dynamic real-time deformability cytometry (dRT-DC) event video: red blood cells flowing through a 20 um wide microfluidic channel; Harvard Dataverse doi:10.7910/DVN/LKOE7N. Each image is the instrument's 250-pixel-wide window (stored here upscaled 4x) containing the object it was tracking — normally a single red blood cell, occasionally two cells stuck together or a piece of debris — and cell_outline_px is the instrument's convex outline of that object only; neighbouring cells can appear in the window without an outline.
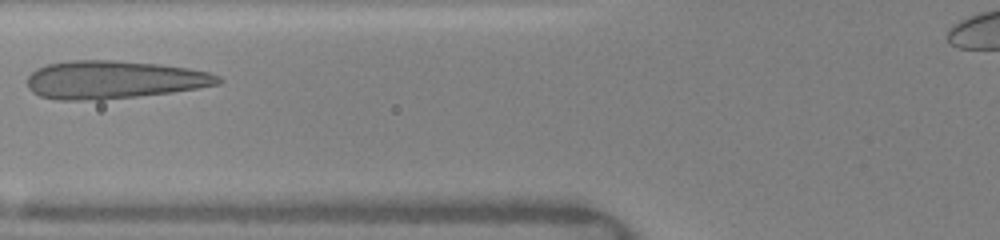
{"species": "human", "species_latin": "Homo sapiens", "temperature_condition": "warm", "stored_images_in_passage": 39, "camera_frame_rate_fps": 3000, "um_per_image_px": 0.085, "donor": {"sex": "female"}, "frame": {"image": 1, "passage_image": 6, "time_ms": 2.333, "image_size_px": [1000, 240], "cell_outline_px": [[224, 80], [220, 84], [172, 92], [100, 100], [56, 100], [40, 96], [32, 92], [28, 88], [28, 76], [36, 68], [48, 64], [68, 60], [112, 60], [160, 64], [188, 68], [208, 72], [220, 76]], "centroid_in_image_um": [9.66, 6.77], "position_along_channel_um": 116.1, "area_um2": 42.43}}
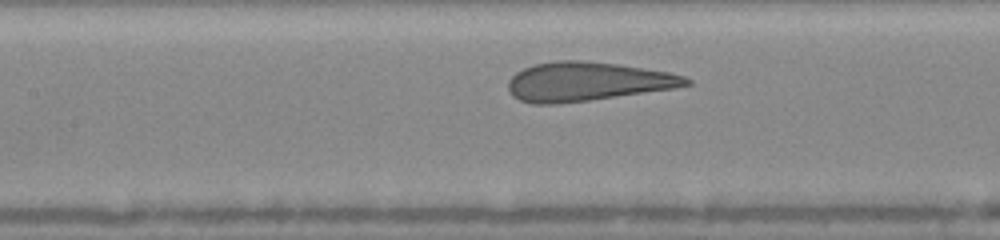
{"frame": {"image": 2, "passage_image": 9, "time_ms": 3.333, "image_size_px": [1000, 240], "cell_outline_px": [[692, 84], [676, 88], [588, 100], [556, 104], [532, 104], [520, 100], [512, 96], [508, 92], [508, 80], [516, 72], [532, 64], [556, 60], [584, 60], [616, 64], [672, 72], [684, 76], [692, 80]], "centroid_in_image_um": [49.89, 6.93], "position_along_channel_um": 157.5, "area_um2": 40.63}}
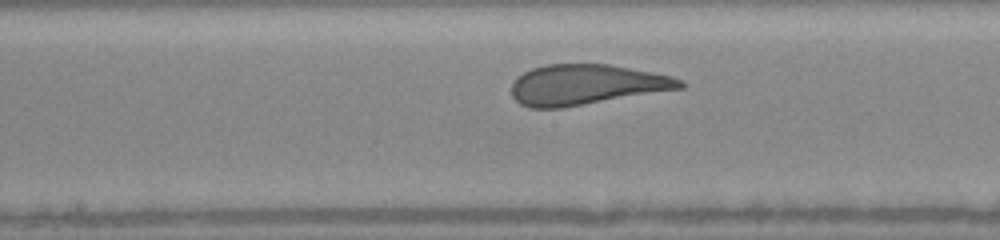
{"frame": {"image": 3, "passage_image": 12, "time_ms": 4.333, "image_size_px": [1000, 240], "cell_outline_px": [[684, 88], [564, 108], [528, 108], [520, 104], [512, 96], [512, 80], [516, 76], [532, 68], [544, 64], [608, 64], [672, 76], [680, 80], [684, 84]], "centroid_in_image_um": [49.78, 7.21], "position_along_channel_um": 198.4, "area_um2": 39.82}, "authors_computed_cell_mechanics": {"area_um2": 40.5178, "velocity_mm_per_s": 4.0993, "shape_relaxation_time_tau1_ms": 3.9671, "shape_relaxation_time_tau2_ms": null, "deformation_change_tau1": 0.1681, "deformation_change_tau2": null}}